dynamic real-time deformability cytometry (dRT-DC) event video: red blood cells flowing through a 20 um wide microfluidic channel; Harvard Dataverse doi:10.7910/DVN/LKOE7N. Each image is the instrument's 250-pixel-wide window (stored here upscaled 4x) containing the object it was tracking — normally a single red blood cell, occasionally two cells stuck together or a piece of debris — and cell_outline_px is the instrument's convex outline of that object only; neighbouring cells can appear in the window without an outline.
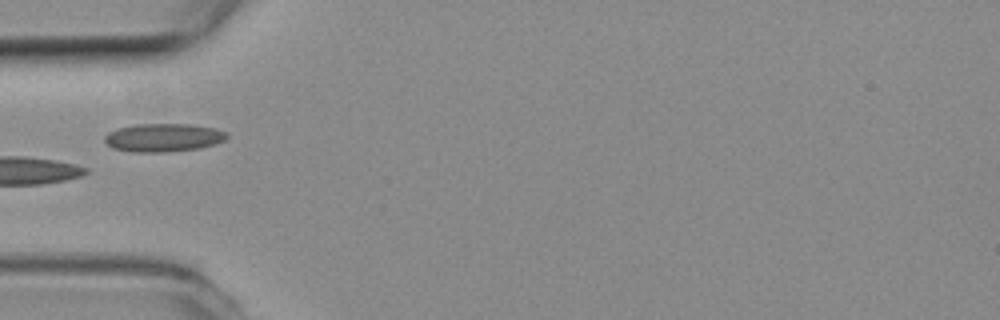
{"species": "common noctule bat (a hibernating species)", "species_latin": "Nyctalus noctula", "temperature_condition": "room temperature", "stored_images_in_passage": 8, "camera_frame_rate_fps": 3000, "um_per_image_px": 0.085, "animal": {"sex": "female", "body_mass_g": 19.3, "forearm_length_mm": 54.1}, "frame": {"image": 1, "passage_image": 5, "time_ms": 1.333, "image_size_px": [1000, 320], "cell_outline_px": [[228, 136], [224, 140], [200, 148], [164, 152], [132, 152], [112, 148], [104, 140], [104, 136], [108, 132], [116, 128], [136, 124], [188, 124], [216, 128], [224, 132]], "centroid_in_image_um": [13.83, 11.69], "position_along_channel_um": 71.2, "area_um2": 20.06}}
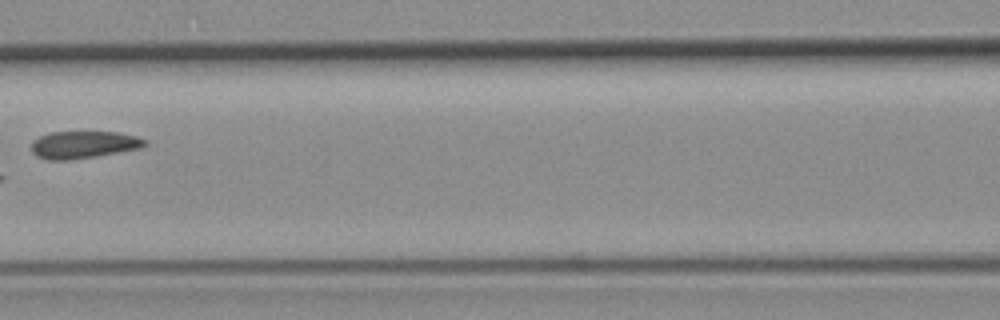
{"frame": {"image": 2, "passage_image": 7, "time_ms": 2.0, "image_size_px": [1000, 320], "cell_outline_px": [[148, 144], [140, 148], [96, 156], [68, 160], [48, 160], [36, 156], [32, 152], [32, 140], [40, 136], [52, 132], [116, 132], [136, 136], [144, 140]], "centroid_in_image_um": [7.07, 12.3], "position_along_channel_um": 159.5, "area_um2": 17.92}}
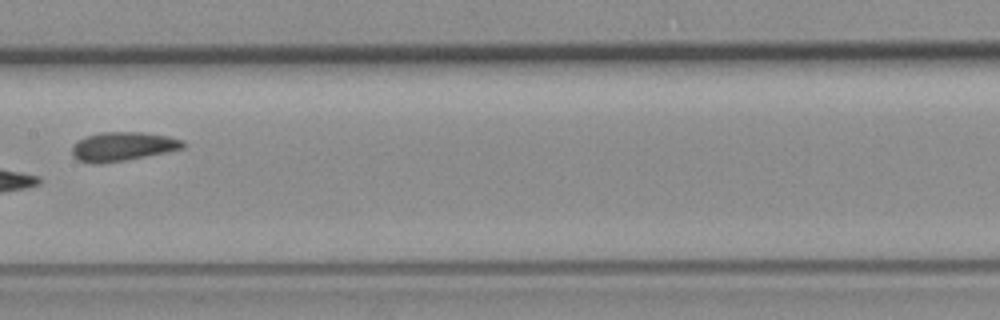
{"frame": {"image": 3, "passage_image": 8, "time_ms": 2.333, "image_size_px": [1000, 320], "cell_outline_px": [[184, 148], [168, 152], [124, 160], [100, 164], [92, 164], [80, 160], [72, 156], [72, 144], [76, 140], [84, 136], [100, 132], [140, 132], [168, 136], [184, 140]], "centroid_in_image_um": [10.39, 12.44], "position_along_channel_um": 197.0, "area_um2": 18.9}}